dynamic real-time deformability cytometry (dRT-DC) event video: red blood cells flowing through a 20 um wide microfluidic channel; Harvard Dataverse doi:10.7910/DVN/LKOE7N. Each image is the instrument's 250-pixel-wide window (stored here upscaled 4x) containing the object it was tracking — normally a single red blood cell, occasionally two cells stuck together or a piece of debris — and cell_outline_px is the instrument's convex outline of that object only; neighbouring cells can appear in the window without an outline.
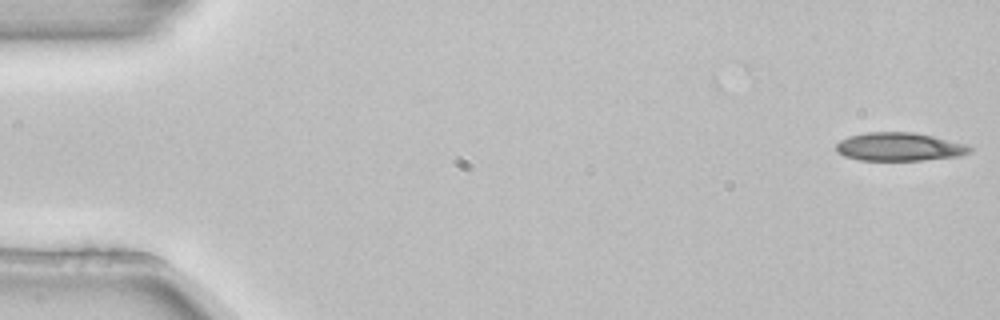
{"species": "common noctule bat (a hibernating species)", "species_latin": "Nyctalus noctula", "temperature_condition": "room temperature", "stored_images_in_passage": 2, "camera_frame_rate_fps": 3000, "um_per_image_px": 0.085, "animal": {"sex": "female", "body_mass_g": 22.7, "forearm_length_mm": 54.2}, "frame": {"image": 1, "passage_image": 2, "time_ms": 0.333, "image_size_px": [1000, 320], "cell_outline_px": [[972, 152], [960, 156], [924, 160], [860, 160], [844, 156], [836, 152], [836, 144], [840, 140], [848, 136], [868, 132], [912, 132], [932, 136], [964, 144], [972, 148]], "centroid_in_image_um": [76.41, 12.48], "position_along_channel_um": 8.6, "area_um2": 22.02}}